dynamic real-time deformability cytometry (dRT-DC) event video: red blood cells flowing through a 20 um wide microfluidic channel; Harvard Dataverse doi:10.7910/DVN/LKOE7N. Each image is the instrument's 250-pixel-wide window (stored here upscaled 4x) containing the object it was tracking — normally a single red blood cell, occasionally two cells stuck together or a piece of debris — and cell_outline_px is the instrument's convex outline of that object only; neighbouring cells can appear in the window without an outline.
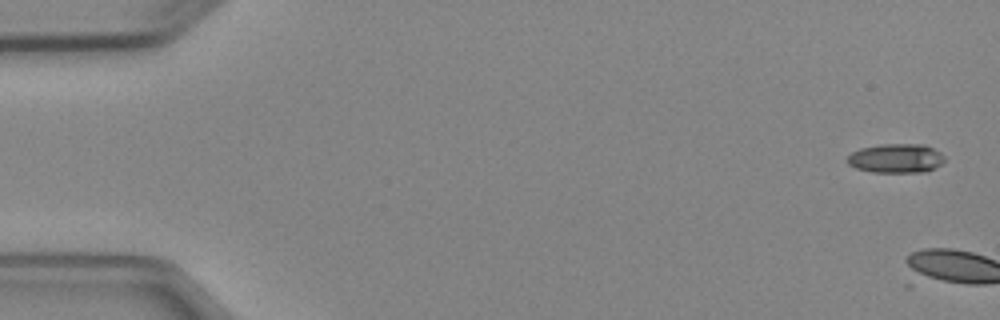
{"species": "Egyptian fruit bat (a non-hibernating species)", "species_latin": "Rousettus aegyptiacus", "temperature_condition": "cold", "stored_images_in_passage": 6, "segment_of_instrument_passage": [1, 2], "camera_frame_rate_fps": 3000, "um_per_image_px": 0.085, "animal": {"sex": "female"}, "frame": {"image": 1, "passage_image": 1, "time_ms": 0.0, "image_size_px": [1000, 320], "cell_outline_px": [[944, 160], [936, 168], [924, 172], [872, 172], [856, 168], [848, 164], [844, 160], [852, 152], [860, 148], [880, 144], [924, 144], [940, 152], [944, 156]], "centroid_in_image_um": [76.14, 13.45], "position_along_channel_um": 8.9, "area_um2": 16.65}}
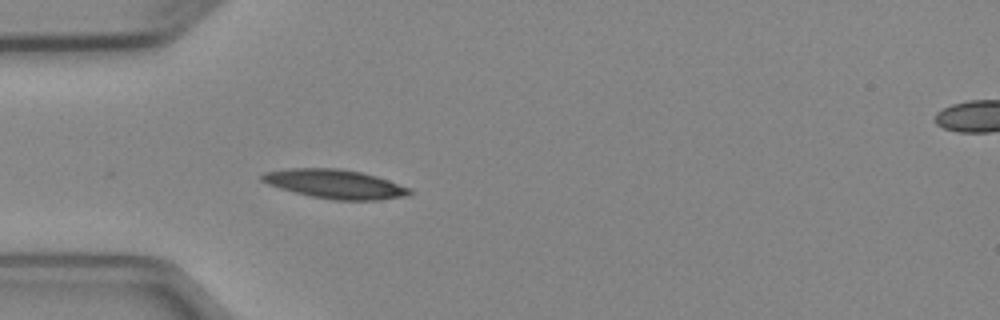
{"frame": {"image": 2, "passage_image": 5, "time_ms": 5.667, "image_size_px": [1000, 320], "cell_outline_px": [[412, 192], [404, 196], [380, 200], [332, 200], [312, 196], [280, 188], [268, 184], [260, 180], [260, 176], [264, 172], [288, 168], [340, 168], [360, 172], [376, 176], [412, 188]], "centroid_in_image_um": [28.48, 15.63], "position_along_channel_um": 56.5, "area_um2": 24.91}}